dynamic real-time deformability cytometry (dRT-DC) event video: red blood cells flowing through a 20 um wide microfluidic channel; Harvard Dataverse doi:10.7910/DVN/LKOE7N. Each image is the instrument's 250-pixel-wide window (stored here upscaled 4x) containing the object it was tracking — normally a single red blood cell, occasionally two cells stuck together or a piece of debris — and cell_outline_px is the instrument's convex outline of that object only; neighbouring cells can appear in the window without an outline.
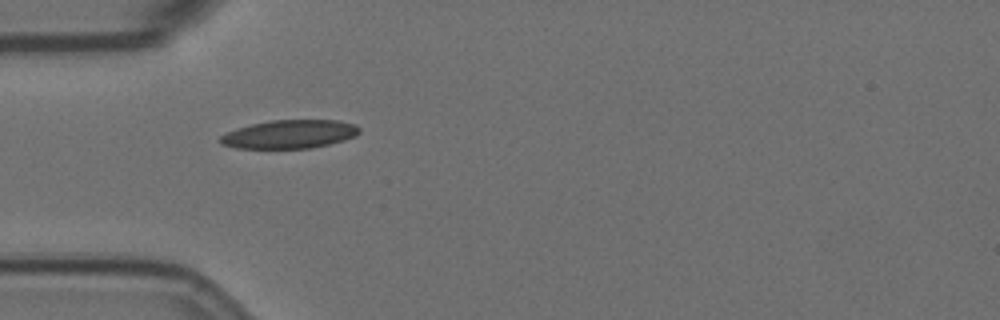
{"species": "Egyptian fruit bat (a non-hibernating species)", "species_latin": "Rousettus aegyptiacus", "temperature_condition": "room temperature", "stored_images_in_passage": 32, "camera_frame_rate_fps": 3000, "um_per_image_px": 0.085, "animal": {"sex": "female"}, "frame": {"image": 1, "passage_image": 1, "time_ms": 0.0, "image_size_px": [1000, 320], "cell_outline_px": [[360, 132], [356, 136], [344, 140], [328, 144], [308, 148], [236, 148], [220, 144], [216, 140], [220, 136], [228, 132], [252, 124], [272, 120], [336, 120], [356, 124], [360, 128]], "centroid_in_image_um": [24.62, 11.41], "position_along_channel_um": 60.4, "area_um2": 23.0}}
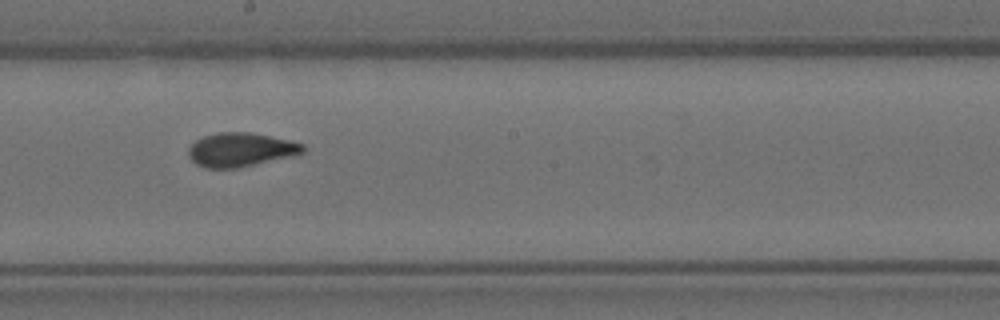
{"frame": {"image": 2, "passage_image": 15, "time_ms": 4.667, "image_size_px": [1000, 320], "cell_outline_px": [[304, 152], [296, 156], [236, 168], [204, 168], [196, 164], [188, 156], [188, 148], [196, 140], [204, 136], [216, 132], [252, 132], [288, 140], [304, 144]], "centroid_in_image_um": [20.46, 12.73], "position_along_channel_um": 227.7, "area_um2": 22.77}}
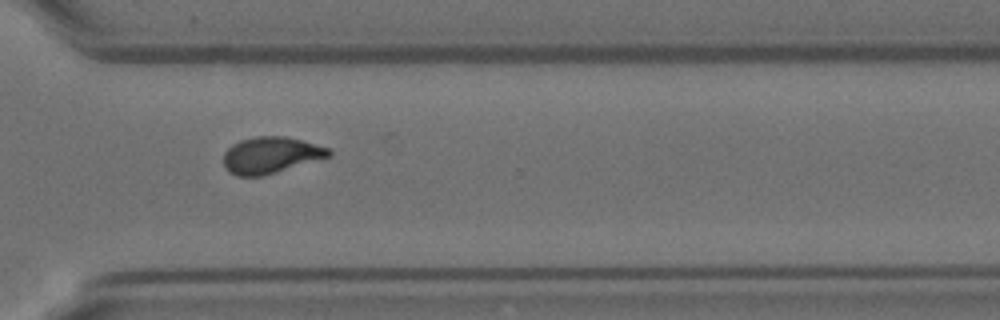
{"frame": {"image": 3, "passage_image": 25, "time_ms": 8.0, "image_size_px": [1000, 320], "cell_outline_px": [[332, 156], [264, 176], [236, 176], [228, 172], [224, 168], [224, 152], [232, 144], [240, 140], [256, 136], [284, 136], [300, 140], [328, 148], [332, 152]], "centroid_in_image_um": [22.99, 13.2], "position_along_channel_um": 347.6, "area_um2": 22.48}, "authors_computed_cell_mechanics": {"area_um2": 22.542, "velocity_mm_per_s": 3.6107, "shape_relaxation_time_tau1_ms": 6.8271, "shape_relaxation_time_tau2_ms": 1.4793, "deformation_change_tau1": 0.1916, "deformation_change_tau2": 0.0647}}